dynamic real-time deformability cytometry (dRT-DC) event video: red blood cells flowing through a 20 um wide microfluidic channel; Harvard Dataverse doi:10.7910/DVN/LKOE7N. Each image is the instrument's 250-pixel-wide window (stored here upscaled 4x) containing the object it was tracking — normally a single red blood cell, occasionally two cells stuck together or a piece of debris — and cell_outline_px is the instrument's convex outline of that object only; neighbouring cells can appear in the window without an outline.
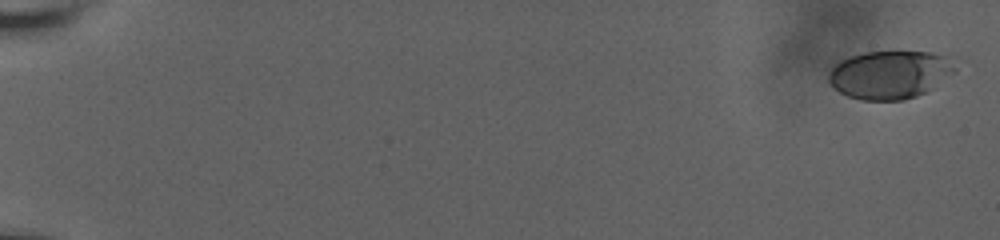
{"species": "human", "species_latin": "Homo sapiens", "temperature_condition": "room temperature", "stored_images_in_passage": 60, "camera_frame_rate_fps": 3000, "um_per_image_px": 0.085, "donor": {"sex": "male"}, "frame": {"image": 1, "passage_image": 1, "time_ms": 0.0, "image_size_px": [1000, 240], "cell_outline_px": [[956, 68], [952, 72], [932, 88], [916, 96], [904, 100], [860, 100], [848, 96], [840, 92], [828, 80], [828, 76], [832, 68], [840, 60], [864, 52], [932, 52], [948, 56]], "centroid_in_image_um": [75.62, 6.34], "position_along_channel_um": 9.4, "area_um2": 35.03}}
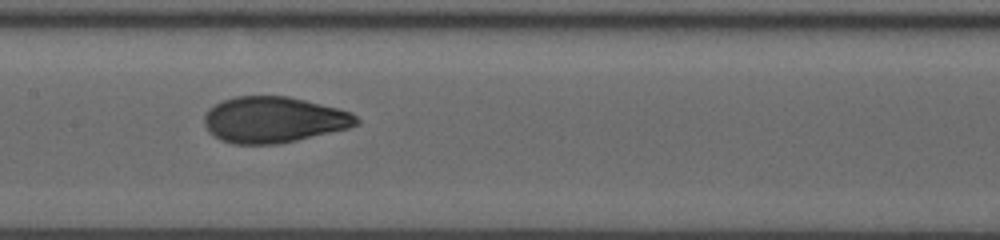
{"frame": {"image": 2, "passage_image": 33, "time_ms": 10.667, "image_size_px": [1000, 240], "cell_outline_px": [[360, 124], [348, 128], [280, 144], [232, 144], [220, 140], [208, 132], [204, 124], [204, 116], [208, 108], [224, 100], [236, 96], [288, 96], [352, 112], [360, 120]], "centroid_in_image_um": [23.24, 10.19], "position_along_channel_um": 184.2, "area_um2": 40.86}}
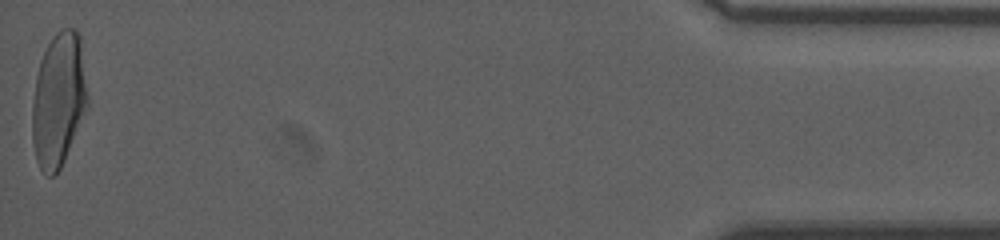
{"frame": {"image": 3, "passage_image": 60, "time_ms": 19.667, "image_size_px": [1000, 240], "cell_outline_px": [[88, 108], [64, 160], [60, 168], [52, 176], [48, 176], [40, 168], [36, 160], [32, 140], [32, 104], [36, 76], [40, 60], [52, 36], [60, 28], [76, 28], [80, 36], [88, 96]], "centroid_in_image_um": [4.98, 8.46], "position_along_channel_um": 430.2, "area_um2": 43.47}, "authors_computed_cell_mechanics": {"area_um2": 40.0554, "velocity_mm_per_s": 3.668, "shape_relaxation_time_tau1_ms": 6.1843, "shape_relaxation_time_tau2_ms": 0.8362, "deformation_change_tau1": 0.2137, "deformation_change_tau2": 0.0602}}